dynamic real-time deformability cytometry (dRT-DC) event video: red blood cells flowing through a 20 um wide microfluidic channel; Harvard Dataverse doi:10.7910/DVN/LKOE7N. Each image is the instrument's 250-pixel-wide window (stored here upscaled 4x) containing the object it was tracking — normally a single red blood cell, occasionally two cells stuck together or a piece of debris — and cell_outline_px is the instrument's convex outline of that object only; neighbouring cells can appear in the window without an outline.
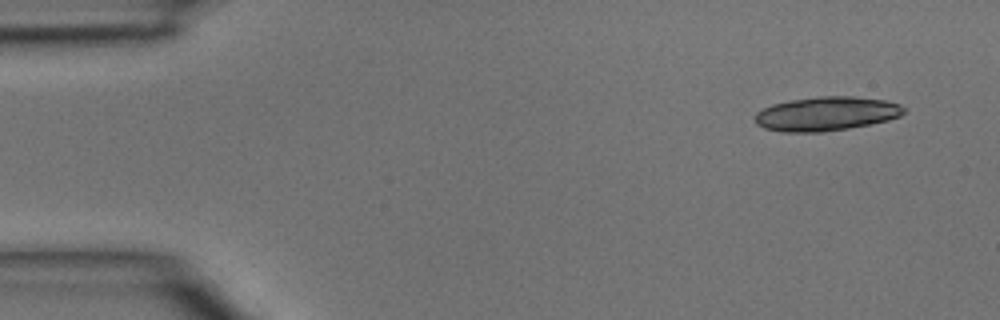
{"species": "common noctule bat (a hibernating species)", "species_latin": "Nyctalus noctula", "temperature_condition": "room temperature", "stored_images_in_passage": 3, "camera_frame_rate_fps": 3000, "um_per_image_px": 0.085, "animal": {"sex": "male", "body_mass_g": 15.6}, "frame": {"image": 1, "passage_image": 1, "time_ms": 0.0, "image_size_px": [1000, 320], "cell_outline_px": [[904, 112], [900, 116], [888, 120], [848, 128], [824, 132], [784, 132], [764, 128], [756, 124], [756, 112], [772, 104], [788, 100], [820, 96], [852, 96], [884, 100], [900, 104], [904, 108]], "centroid_in_image_um": [70.22, 9.66], "position_along_channel_um": 14.8, "area_um2": 29.48}}